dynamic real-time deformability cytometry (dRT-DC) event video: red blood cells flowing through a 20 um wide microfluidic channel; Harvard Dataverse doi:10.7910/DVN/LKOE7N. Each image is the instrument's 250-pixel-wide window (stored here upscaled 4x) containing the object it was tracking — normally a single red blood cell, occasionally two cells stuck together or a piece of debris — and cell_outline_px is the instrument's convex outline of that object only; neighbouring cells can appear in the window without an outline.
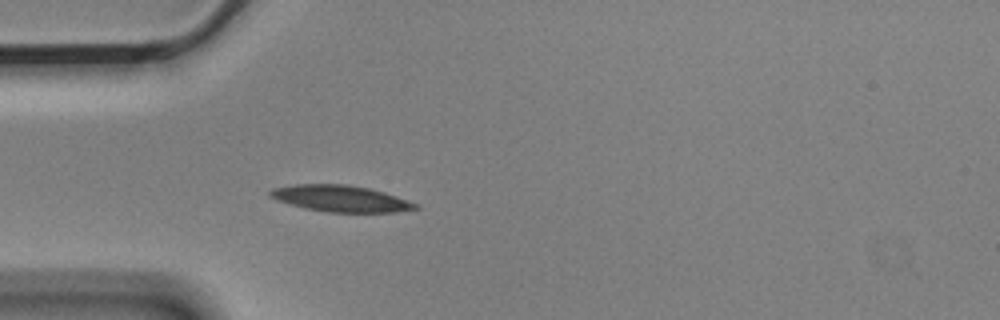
{"species": "Egyptian fruit bat (a non-hibernating species)", "species_latin": "Rousettus aegyptiacus", "temperature_condition": "cold", "stored_images_in_passage": 4, "camera_frame_rate_fps": 3000, "um_per_image_px": 0.085, "animal": {"sex": "male"}, "frame": {"image": 1, "passage_image": 4, "time_ms": 1.0, "image_size_px": [1000, 320], "cell_outline_px": [[420, 208], [396, 212], [328, 212], [304, 208], [276, 200], [268, 196], [268, 192], [272, 188], [296, 184], [348, 184], [368, 188], [384, 192], [420, 204]], "centroid_in_image_um": [28.95, 16.87], "position_along_channel_um": 56.0, "area_um2": 22.48}}